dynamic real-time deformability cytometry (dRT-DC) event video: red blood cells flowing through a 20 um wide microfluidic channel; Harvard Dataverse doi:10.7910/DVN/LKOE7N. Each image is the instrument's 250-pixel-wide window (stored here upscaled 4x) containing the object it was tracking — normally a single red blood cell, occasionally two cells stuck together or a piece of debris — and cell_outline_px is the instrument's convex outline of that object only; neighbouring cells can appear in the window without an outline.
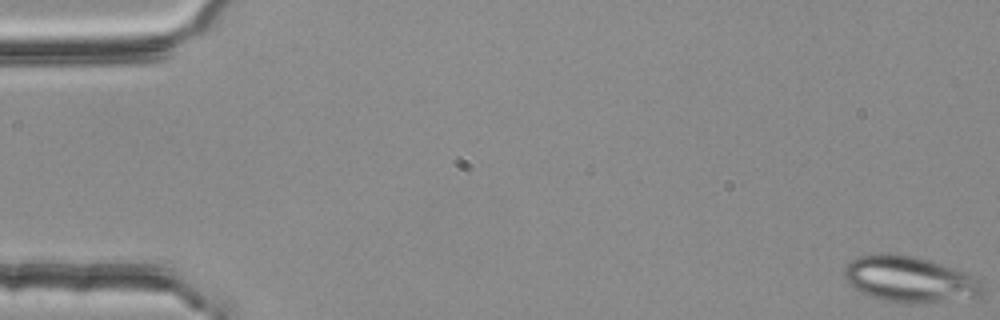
{"species": "common noctule bat (a hibernating species)", "species_latin": "Nyctalus noctula", "temperature_condition": "room temperature", "stored_images_in_passage": 52, "camera_frame_rate_fps": 3000, "um_per_image_px": 0.085, "animal": {"sex": "female", "body_mass_g": 25.1}, "frame": {"image": 1, "passage_image": 1, "time_ms": 0.0, "image_size_px": [1000, 320], "cell_outline_px": [[984, 292], [980, 296], [928, 304], [904, 304], [880, 300], [868, 296], [860, 292], [844, 276], [844, 264], [856, 256], [876, 252], [896, 252], [916, 256], [964, 272], [972, 276], [984, 284]], "centroid_in_image_um": [77.28, 23.74], "position_along_channel_um": 7.7, "area_um2": 37.92}}
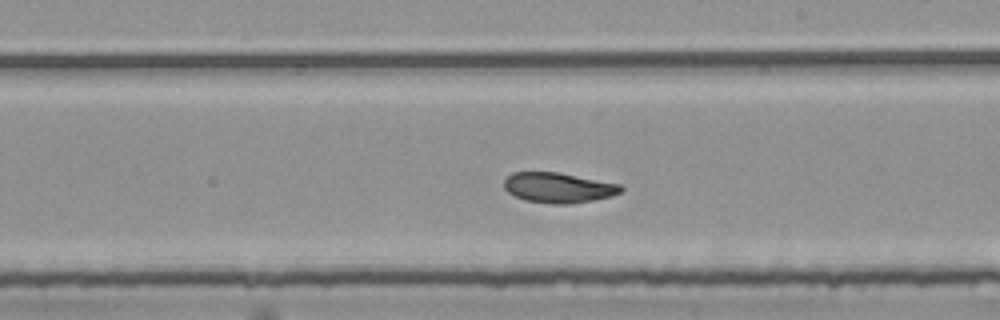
{"frame": {"image": 2, "passage_image": 32, "time_ms": 10.333, "image_size_px": [1000, 320], "cell_outline_px": [[624, 188], [620, 192], [612, 196], [572, 204], [552, 204], [524, 200], [508, 192], [504, 188], [504, 180], [512, 172], [560, 172], [620, 184]], "centroid_in_image_um": [47.46, 15.95], "position_along_channel_um": 241.5, "area_um2": 20.63}}
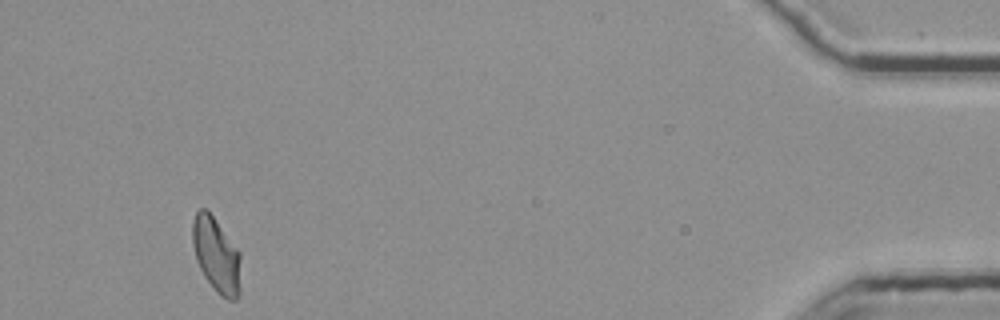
{"frame": {"image": 3, "passage_image": 52, "time_ms": 17.0, "image_size_px": [1000, 320], "cell_outline_px": [[240, 292], [236, 300], [228, 300], [220, 296], [216, 292], [204, 276], [196, 260], [192, 244], [192, 220], [196, 212], [200, 208], [204, 208], [212, 216], [240, 252]], "centroid_in_image_um": [18.38, 21.71], "position_along_channel_um": 416.8, "area_um2": 21.1}, "authors_computed_cell_mechanics": {"area_um2": 21.5016, "velocity_mm_per_s": 3.7606, "shape_relaxation_time_tau1_ms": 10.2433, "shape_relaxation_time_tau2_ms": 2.7184, "deformation_change_tau1": 0.1964, "deformation_change_tau2": 0.0748}}